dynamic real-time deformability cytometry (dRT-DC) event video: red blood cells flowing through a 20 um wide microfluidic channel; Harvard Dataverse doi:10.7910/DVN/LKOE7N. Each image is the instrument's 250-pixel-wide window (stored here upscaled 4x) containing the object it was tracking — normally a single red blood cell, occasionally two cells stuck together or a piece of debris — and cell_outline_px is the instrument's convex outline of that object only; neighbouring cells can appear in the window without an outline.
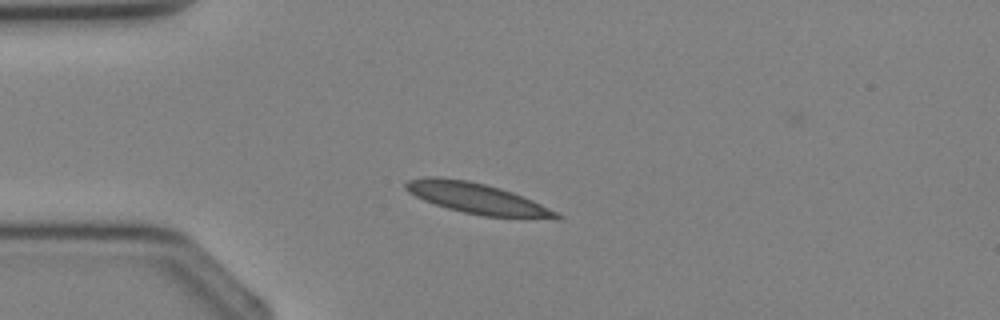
{"species": "Egyptian fruit bat (a non-hibernating species)", "species_latin": "Rousettus aegyptiacus", "temperature_condition": "cold", "stored_images_in_passage": 1, "camera_frame_rate_fps": 3000, "um_per_image_px": 0.085, "animal": {"sex": "female"}, "frame": {"image": 1, "passage_image": 1, "time_ms": 0.0, "image_size_px": [1000, 320], "cell_outline_px": [[564, 216], [560, 220], [556, 220], [484, 216], [464, 212], [448, 208], [424, 200], [408, 192], [404, 188], [404, 184], [408, 180], [424, 176], [440, 176], [468, 180], [500, 188], [512, 192], [532, 200]], "centroid_in_image_um": [40.58, 16.87], "position_along_channel_um": 44.4, "area_um2": 27.17}}